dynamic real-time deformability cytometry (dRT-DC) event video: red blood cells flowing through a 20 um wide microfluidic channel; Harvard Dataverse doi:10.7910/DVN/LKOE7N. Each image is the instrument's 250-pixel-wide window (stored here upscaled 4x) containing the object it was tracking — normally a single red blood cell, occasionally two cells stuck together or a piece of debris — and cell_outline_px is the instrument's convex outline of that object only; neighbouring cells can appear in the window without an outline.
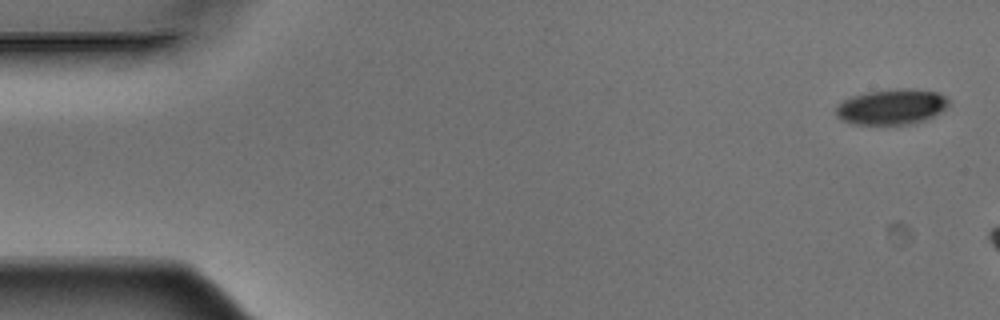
{"species": "Egyptian fruit bat (a non-hibernating species)", "species_latin": "Rousettus aegyptiacus", "temperature_condition": "warm", "stored_images_in_passage": 4, "camera_frame_rate_fps": 3000, "um_per_image_px": 0.085, "animal": {"sex": "male"}, "frame": {"image": 1, "passage_image": 1, "time_ms": 0.0, "image_size_px": [1000, 320], "cell_outline_px": [[948, 104], [940, 112], [924, 120], [912, 124], [852, 124], [840, 120], [836, 116], [836, 104], [852, 96], [868, 92], [896, 88], [916, 88], [936, 92], [944, 96], [948, 100]], "centroid_in_image_um": [75.75, 9.07], "position_along_channel_um": 9.3, "area_um2": 23.35}}